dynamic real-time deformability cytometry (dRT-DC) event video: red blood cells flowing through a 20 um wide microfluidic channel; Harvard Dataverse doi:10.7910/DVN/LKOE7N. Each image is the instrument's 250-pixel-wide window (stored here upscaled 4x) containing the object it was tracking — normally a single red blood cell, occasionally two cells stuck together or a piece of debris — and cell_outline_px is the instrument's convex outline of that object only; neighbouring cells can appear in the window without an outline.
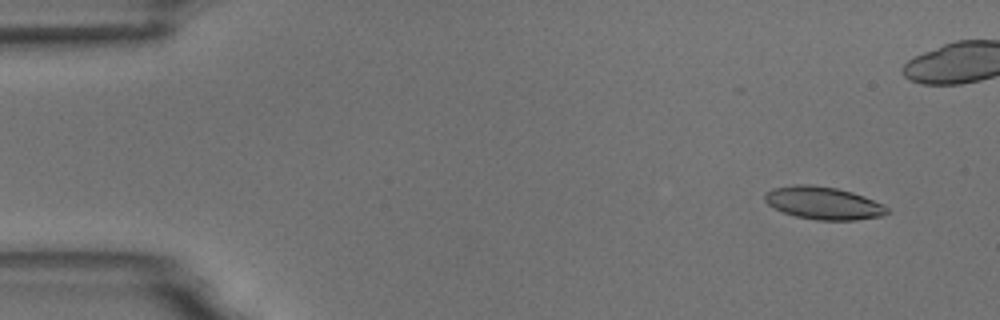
{"species": "common noctule bat (a hibernating species)", "species_latin": "Nyctalus noctula", "temperature_condition": "room temperature", "stored_images_in_passage": 5, "camera_frame_rate_fps": 3000, "um_per_image_px": 0.085, "animal": {"sex": "male", "body_mass_g": 18.8}, "frame": {"image": 1, "passage_image": 2, "time_ms": 1.0, "image_size_px": [1000, 320], "cell_outline_px": [[888, 212], [884, 216], [856, 220], [816, 220], [796, 216], [784, 212], [768, 204], [764, 200], [764, 192], [772, 188], [796, 184], [812, 184], [836, 188], [852, 192], [864, 196], [884, 204], [888, 208]], "centroid_in_image_um": [69.99, 17.25], "position_along_channel_um": 15.0, "area_um2": 23.41}}